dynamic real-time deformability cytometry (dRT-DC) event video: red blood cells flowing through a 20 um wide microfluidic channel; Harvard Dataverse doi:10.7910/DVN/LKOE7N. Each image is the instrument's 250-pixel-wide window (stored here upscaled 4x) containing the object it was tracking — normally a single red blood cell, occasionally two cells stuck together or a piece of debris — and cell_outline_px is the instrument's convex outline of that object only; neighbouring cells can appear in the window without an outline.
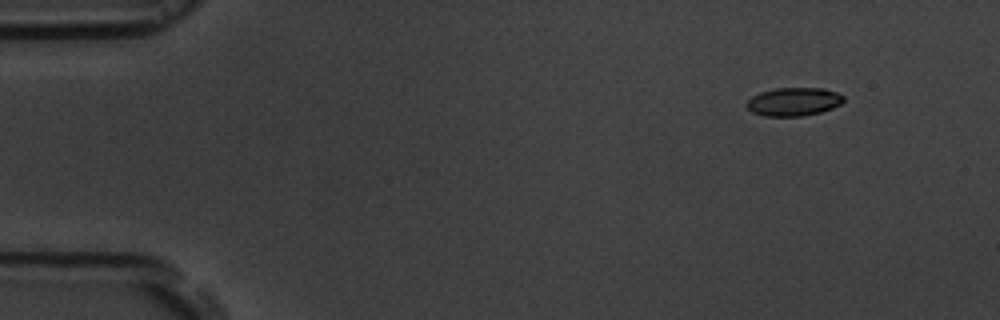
{"species": "common noctule bat (a hibernating species)", "species_latin": "Nyctalus noctula", "temperature_condition": "room temperature", "stored_images_in_passage": 5, "camera_frame_rate_fps": 3000, "um_per_image_px": 0.085, "animal": {"sex": "male", "body_mass_g": 19.5, "forearm_length_mm": 54.6}, "frame": {"image": 1, "passage_image": 2, "time_ms": 1.667, "image_size_px": [1000, 320], "cell_outline_px": [[844, 100], [840, 104], [832, 108], [820, 112], [800, 116], [764, 116], [752, 112], [744, 104], [752, 96], [760, 92], [776, 88], [824, 88], [836, 92], [844, 96]], "centroid_in_image_um": [67.44, 8.64], "position_along_channel_um": 17.6, "area_um2": 16.01}}